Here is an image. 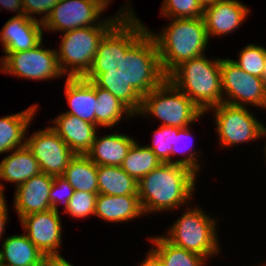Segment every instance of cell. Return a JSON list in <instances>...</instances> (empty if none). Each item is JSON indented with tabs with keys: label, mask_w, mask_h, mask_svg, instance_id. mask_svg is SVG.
Segmentation results:
<instances>
[{
	"label": "cell",
	"mask_w": 266,
	"mask_h": 266,
	"mask_svg": "<svg viewBox=\"0 0 266 266\" xmlns=\"http://www.w3.org/2000/svg\"><path fill=\"white\" fill-rule=\"evenodd\" d=\"M216 1L217 0H197L203 10L209 6H212Z\"/></svg>",
	"instance_id": "cell-39"
},
{
	"label": "cell",
	"mask_w": 266,
	"mask_h": 266,
	"mask_svg": "<svg viewBox=\"0 0 266 266\" xmlns=\"http://www.w3.org/2000/svg\"><path fill=\"white\" fill-rule=\"evenodd\" d=\"M60 45L57 58L67 78L103 75L117 69L133 54V25L70 30L64 32Z\"/></svg>",
	"instance_id": "cell-1"
},
{
	"label": "cell",
	"mask_w": 266,
	"mask_h": 266,
	"mask_svg": "<svg viewBox=\"0 0 266 266\" xmlns=\"http://www.w3.org/2000/svg\"><path fill=\"white\" fill-rule=\"evenodd\" d=\"M155 247L151 249L159 256L163 266H204L206 259L199 254L177 247L162 236L150 238Z\"/></svg>",
	"instance_id": "cell-27"
},
{
	"label": "cell",
	"mask_w": 266,
	"mask_h": 266,
	"mask_svg": "<svg viewBox=\"0 0 266 266\" xmlns=\"http://www.w3.org/2000/svg\"><path fill=\"white\" fill-rule=\"evenodd\" d=\"M26 146L38 161L41 172L51 176H62L70 160L75 156L50 126L35 131L26 138Z\"/></svg>",
	"instance_id": "cell-12"
},
{
	"label": "cell",
	"mask_w": 266,
	"mask_h": 266,
	"mask_svg": "<svg viewBox=\"0 0 266 266\" xmlns=\"http://www.w3.org/2000/svg\"><path fill=\"white\" fill-rule=\"evenodd\" d=\"M50 126L75 154H86L98 129L96 124L82 120L77 116L63 113L52 121Z\"/></svg>",
	"instance_id": "cell-18"
},
{
	"label": "cell",
	"mask_w": 266,
	"mask_h": 266,
	"mask_svg": "<svg viewBox=\"0 0 266 266\" xmlns=\"http://www.w3.org/2000/svg\"><path fill=\"white\" fill-rule=\"evenodd\" d=\"M153 133V144L147 145V147H149L156 154V157L162 163L180 164L188 167L197 174V171L200 170V166L198 165L199 159L197 158L198 156L196 151H194L193 149H191L190 153L188 151V156L186 155L182 159L173 161V159L171 158L174 134H178V128L160 125L159 128H157V130Z\"/></svg>",
	"instance_id": "cell-26"
},
{
	"label": "cell",
	"mask_w": 266,
	"mask_h": 266,
	"mask_svg": "<svg viewBox=\"0 0 266 266\" xmlns=\"http://www.w3.org/2000/svg\"><path fill=\"white\" fill-rule=\"evenodd\" d=\"M197 174L188 167L162 163L138 181V197L144 214L174 210L189 203Z\"/></svg>",
	"instance_id": "cell-5"
},
{
	"label": "cell",
	"mask_w": 266,
	"mask_h": 266,
	"mask_svg": "<svg viewBox=\"0 0 266 266\" xmlns=\"http://www.w3.org/2000/svg\"><path fill=\"white\" fill-rule=\"evenodd\" d=\"M53 181L54 176L41 172L16 188L13 203L19 219L28 214L52 209L50 191Z\"/></svg>",
	"instance_id": "cell-15"
},
{
	"label": "cell",
	"mask_w": 266,
	"mask_h": 266,
	"mask_svg": "<svg viewBox=\"0 0 266 266\" xmlns=\"http://www.w3.org/2000/svg\"><path fill=\"white\" fill-rule=\"evenodd\" d=\"M144 215L138 195L111 196L98 194L95 215L109 222H127Z\"/></svg>",
	"instance_id": "cell-20"
},
{
	"label": "cell",
	"mask_w": 266,
	"mask_h": 266,
	"mask_svg": "<svg viewBox=\"0 0 266 266\" xmlns=\"http://www.w3.org/2000/svg\"><path fill=\"white\" fill-rule=\"evenodd\" d=\"M62 176L75 191L98 193L97 165L86 154H75Z\"/></svg>",
	"instance_id": "cell-24"
},
{
	"label": "cell",
	"mask_w": 266,
	"mask_h": 266,
	"mask_svg": "<svg viewBox=\"0 0 266 266\" xmlns=\"http://www.w3.org/2000/svg\"><path fill=\"white\" fill-rule=\"evenodd\" d=\"M104 1H105V3H106L107 5H110L109 3H111L112 0H104Z\"/></svg>",
	"instance_id": "cell-42"
},
{
	"label": "cell",
	"mask_w": 266,
	"mask_h": 266,
	"mask_svg": "<svg viewBox=\"0 0 266 266\" xmlns=\"http://www.w3.org/2000/svg\"><path fill=\"white\" fill-rule=\"evenodd\" d=\"M0 163V179L16 184V188L41 173L39 163L25 145L11 151Z\"/></svg>",
	"instance_id": "cell-22"
},
{
	"label": "cell",
	"mask_w": 266,
	"mask_h": 266,
	"mask_svg": "<svg viewBox=\"0 0 266 266\" xmlns=\"http://www.w3.org/2000/svg\"><path fill=\"white\" fill-rule=\"evenodd\" d=\"M45 258L26 233L7 237L0 249L1 266H43Z\"/></svg>",
	"instance_id": "cell-21"
},
{
	"label": "cell",
	"mask_w": 266,
	"mask_h": 266,
	"mask_svg": "<svg viewBox=\"0 0 266 266\" xmlns=\"http://www.w3.org/2000/svg\"><path fill=\"white\" fill-rule=\"evenodd\" d=\"M189 127L190 126L185 127V128H178V134H174V141H173V148H172L171 156H173L174 154H178V153H182L183 155H185L188 149L190 150V148L193 146V145H190V146L187 145V142L184 143V141H187L188 139L192 137L190 135ZM189 143L191 144V142H188V144ZM181 144H183L184 147Z\"/></svg>",
	"instance_id": "cell-34"
},
{
	"label": "cell",
	"mask_w": 266,
	"mask_h": 266,
	"mask_svg": "<svg viewBox=\"0 0 266 266\" xmlns=\"http://www.w3.org/2000/svg\"><path fill=\"white\" fill-rule=\"evenodd\" d=\"M211 109L215 112L216 129L223 147L248 143L266 136V127L246 106L222 102Z\"/></svg>",
	"instance_id": "cell-9"
},
{
	"label": "cell",
	"mask_w": 266,
	"mask_h": 266,
	"mask_svg": "<svg viewBox=\"0 0 266 266\" xmlns=\"http://www.w3.org/2000/svg\"><path fill=\"white\" fill-rule=\"evenodd\" d=\"M98 193H89L84 191H74L69 200V206L66 214L73 218H86L95 215V206Z\"/></svg>",
	"instance_id": "cell-31"
},
{
	"label": "cell",
	"mask_w": 266,
	"mask_h": 266,
	"mask_svg": "<svg viewBox=\"0 0 266 266\" xmlns=\"http://www.w3.org/2000/svg\"><path fill=\"white\" fill-rule=\"evenodd\" d=\"M136 115H153L162 126L185 128L204 115V112L167 78L142 72L136 85ZM149 113V114H148Z\"/></svg>",
	"instance_id": "cell-3"
},
{
	"label": "cell",
	"mask_w": 266,
	"mask_h": 266,
	"mask_svg": "<svg viewBox=\"0 0 266 266\" xmlns=\"http://www.w3.org/2000/svg\"><path fill=\"white\" fill-rule=\"evenodd\" d=\"M43 266H73V265L62 256V257H46Z\"/></svg>",
	"instance_id": "cell-38"
},
{
	"label": "cell",
	"mask_w": 266,
	"mask_h": 266,
	"mask_svg": "<svg viewBox=\"0 0 266 266\" xmlns=\"http://www.w3.org/2000/svg\"><path fill=\"white\" fill-rule=\"evenodd\" d=\"M107 7L108 5L104 0H60L42 25L46 30L61 31L63 34L70 30L88 26L134 25L139 20L130 6L121 8L120 11L116 12L118 14L110 19L97 20Z\"/></svg>",
	"instance_id": "cell-7"
},
{
	"label": "cell",
	"mask_w": 266,
	"mask_h": 266,
	"mask_svg": "<svg viewBox=\"0 0 266 266\" xmlns=\"http://www.w3.org/2000/svg\"><path fill=\"white\" fill-rule=\"evenodd\" d=\"M171 20L160 34L140 20L133 25V54L149 75L166 78L182 62L204 55L208 46L203 17Z\"/></svg>",
	"instance_id": "cell-2"
},
{
	"label": "cell",
	"mask_w": 266,
	"mask_h": 266,
	"mask_svg": "<svg viewBox=\"0 0 266 266\" xmlns=\"http://www.w3.org/2000/svg\"><path fill=\"white\" fill-rule=\"evenodd\" d=\"M8 207L5 200V196H0V239L3 236L5 231V224L7 223L8 219Z\"/></svg>",
	"instance_id": "cell-36"
},
{
	"label": "cell",
	"mask_w": 266,
	"mask_h": 266,
	"mask_svg": "<svg viewBox=\"0 0 266 266\" xmlns=\"http://www.w3.org/2000/svg\"><path fill=\"white\" fill-rule=\"evenodd\" d=\"M135 140L124 134L95 136L94 142L86 155L97 166H121L123 159Z\"/></svg>",
	"instance_id": "cell-19"
},
{
	"label": "cell",
	"mask_w": 266,
	"mask_h": 266,
	"mask_svg": "<svg viewBox=\"0 0 266 266\" xmlns=\"http://www.w3.org/2000/svg\"><path fill=\"white\" fill-rule=\"evenodd\" d=\"M201 208H188L163 237L173 245L201 255L206 260L219 254L216 221Z\"/></svg>",
	"instance_id": "cell-8"
},
{
	"label": "cell",
	"mask_w": 266,
	"mask_h": 266,
	"mask_svg": "<svg viewBox=\"0 0 266 266\" xmlns=\"http://www.w3.org/2000/svg\"><path fill=\"white\" fill-rule=\"evenodd\" d=\"M262 79H263L265 86H266V62H265V70H264V74L262 76Z\"/></svg>",
	"instance_id": "cell-41"
},
{
	"label": "cell",
	"mask_w": 266,
	"mask_h": 266,
	"mask_svg": "<svg viewBox=\"0 0 266 266\" xmlns=\"http://www.w3.org/2000/svg\"><path fill=\"white\" fill-rule=\"evenodd\" d=\"M0 5L9 11H15L17 15H24V7L22 0H0Z\"/></svg>",
	"instance_id": "cell-35"
},
{
	"label": "cell",
	"mask_w": 266,
	"mask_h": 266,
	"mask_svg": "<svg viewBox=\"0 0 266 266\" xmlns=\"http://www.w3.org/2000/svg\"><path fill=\"white\" fill-rule=\"evenodd\" d=\"M75 189L63 178V176H54L52 188L50 191V203L53 210L59 213L57 204L64 203V213L68 209L69 200L73 196Z\"/></svg>",
	"instance_id": "cell-32"
},
{
	"label": "cell",
	"mask_w": 266,
	"mask_h": 266,
	"mask_svg": "<svg viewBox=\"0 0 266 266\" xmlns=\"http://www.w3.org/2000/svg\"><path fill=\"white\" fill-rule=\"evenodd\" d=\"M142 72L140 60L132 54L114 71L96 76L97 126L114 127L123 116H135L136 85Z\"/></svg>",
	"instance_id": "cell-4"
},
{
	"label": "cell",
	"mask_w": 266,
	"mask_h": 266,
	"mask_svg": "<svg viewBox=\"0 0 266 266\" xmlns=\"http://www.w3.org/2000/svg\"><path fill=\"white\" fill-rule=\"evenodd\" d=\"M65 95L70 110L65 112L95 124L96 76L66 78Z\"/></svg>",
	"instance_id": "cell-17"
},
{
	"label": "cell",
	"mask_w": 266,
	"mask_h": 266,
	"mask_svg": "<svg viewBox=\"0 0 266 266\" xmlns=\"http://www.w3.org/2000/svg\"><path fill=\"white\" fill-rule=\"evenodd\" d=\"M22 2L24 14L30 19L40 20V22L43 23L60 0H22ZM32 14H42L43 16L40 19H36Z\"/></svg>",
	"instance_id": "cell-33"
},
{
	"label": "cell",
	"mask_w": 266,
	"mask_h": 266,
	"mask_svg": "<svg viewBox=\"0 0 266 266\" xmlns=\"http://www.w3.org/2000/svg\"><path fill=\"white\" fill-rule=\"evenodd\" d=\"M3 189H5V188H4V184H2V183L0 182V196H3V195H4V191H3Z\"/></svg>",
	"instance_id": "cell-40"
},
{
	"label": "cell",
	"mask_w": 266,
	"mask_h": 266,
	"mask_svg": "<svg viewBox=\"0 0 266 266\" xmlns=\"http://www.w3.org/2000/svg\"><path fill=\"white\" fill-rule=\"evenodd\" d=\"M220 70L224 103L265 109L266 86L262 78L248 74L230 58H221Z\"/></svg>",
	"instance_id": "cell-11"
},
{
	"label": "cell",
	"mask_w": 266,
	"mask_h": 266,
	"mask_svg": "<svg viewBox=\"0 0 266 266\" xmlns=\"http://www.w3.org/2000/svg\"><path fill=\"white\" fill-rule=\"evenodd\" d=\"M98 194L138 195V181L120 166H97Z\"/></svg>",
	"instance_id": "cell-25"
},
{
	"label": "cell",
	"mask_w": 266,
	"mask_h": 266,
	"mask_svg": "<svg viewBox=\"0 0 266 266\" xmlns=\"http://www.w3.org/2000/svg\"><path fill=\"white\" fill-rule=\"evenodd\" d=\"M250 13L238 0H217L203 11L207 36H224L236 30Z\"/></svg>",
	"instance_id": "cell-16"
},
{
	"label": "cell",
	"mask_w": 266,
	"mask_h": 266,
	"mask_svg": "<svg viewBox=\"0 0 266 266\" xmlns=\"http://www.w3.org/2000/svg\"><path fill=\"white\" fill-rule=\"evenodd\" d=\"M265 109H266V107H265ZM264 149H265L264 151H265V155H266V144H265V148H264ZM265 157H266V156H265Z\"/></svg>",
	"instance_id": "cell-43"
},
{
	"label": "cell",
	"mask_w": 266,
	"mask_h": 266,
	"mask_svg": "<svg viewBox=\"0 0 266 266\" xmlns=\"http://www.w3.org/2000/svg\"><path fill=\"white\" fill-rule=\"evenodd\" d=\"M43 25L25 14L6 21L0 32L4 53H17L35 48L42 42Z\"/></svg>",
	"instance_id": "cell-14"
},
{
	"label": "cell",
	"mask_w": 266,
	"mask_h": 266,
	"mask_svg": "<svg viewBox=\"0 0 266 266\" xmlns=\"http://www.w3.org/2000/svg\"><path fill=\"white\" fill-rule=\"evenodd\" d=\"M42 42L35 48L17 53H5L0 71L32 80L56 79L63 76L55 49H45ZM4 58V59H3Z\"/></svg>",
	"instance_id": "cell-10"
},
{
	"label": "cell",
	"mask_w": 266,
	"mask_h": 266,
	"mask_svg": "<svg viewBox=\"0 0 266 266\" xmlns=\"http://www.w3.org/2000/svg\"><path fill=\"white\" fill-rule=\"evenodd\" d=\"M248 74L262 78L265 70L266 48L249 44L240 51L238 60H232Z\"/></svg>",
	"instance_id": "cell-29"
},
{
	"label": "cell",
	"mask_w": 266,
	"mask_h": 266,
	"mask_svg": "<svg viewBox=\"0 0 266 266\" xmlns=\"http://www.w3.org/2000/svg\"><path fill=\"white\" fill-rule=\"evenodd\" d=\"M60 215L50 209L28 214L20 219L28 239L45 257H62L59 248L62 244Z\"/></svg>",
	"instance_id": "cell-13"
},
{
	"label": "cell",
	"mask_w": 266,
	"mask_h": 266,
	"mask_svg": "<svg viewBox=\"0 0 266 266\" xmlns=\"http://www.w3.org/2000/svg\"><path fill=\"white\" fill-rule=\"evenodd\" d=\"M161 15L174 18L203 17V9L197 0H164L161 6Z\"/></svg>",
	"instance_id": "cell-30"
},
{
	"label": "cell",
	"mask_w": 266,
	"mask_h": 266,
	"mask_svg": "<svg viewBox=\"0 0 266 266\" xmlns=\"http://www.w3.org/2000/svg\"><path fill=\"white\" fill-rule=\"evenodd\" d=\"M162 162L147 146H140L136 141L130 147L127 156L123 159L121 168L131 177L139 181Z\"/></svg>",
	"instance_id": "cell-28"
},
{
	"label": "cell",
	"mask_w": 266,
	"mask_h": 266,
	"mask_svg": "<svg viewBox=\"0 0 266 266\" xmlns=\"http://www.w3.org/2000/svg\"><path fill=\"white\" fill-rule=\"evenodd\" d=\"M37 108L34 104L24 111L0 118V154L26 145L25 134Z\"/></svg>",
	"instance_id": "cell-23"
},
{
	"label": "cell",
	"mask_w": 266,
	"mask_h": 266,
	"mask_svg": "<svg viewBox=\"0 0 266 266\" xmlns=\"http://www.w3.org/2000/svg\"><path fill=\"white\" fill-rule=\"evenodd\" d=\"M220 66V58L202 55L182 62L166 78L205 114L223 102Z\"/></svg>",
	"instance_id": "cell-6"
},
{
	"label": "cell",
	"mask_w": 266,
	"mask_h": 266,
	"mask_svg": "<svg viewBox=\"0 0 266 266\" xmlns=\"http://www.w3.org/2000/svg\"><path fill=\"white\" fill-rule=\"evenodd\" d=\"M146 258L142 263H140V266H163V263L159 256L152 250L148 251Z\"/></svg>",
	"instance_id": "cell-37"
}]
</instances>
